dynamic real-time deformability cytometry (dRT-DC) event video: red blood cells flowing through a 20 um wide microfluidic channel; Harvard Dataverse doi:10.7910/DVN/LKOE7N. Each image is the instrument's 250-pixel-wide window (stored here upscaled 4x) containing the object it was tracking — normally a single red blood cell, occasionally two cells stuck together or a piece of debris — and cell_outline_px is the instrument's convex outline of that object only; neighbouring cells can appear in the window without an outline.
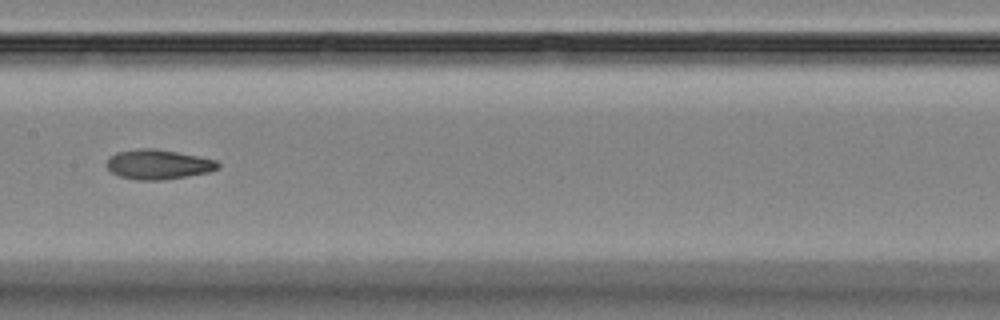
{"species": "Egyptian fruit bat (a non-hibernating species)", "species_latin": "Rousettus aegyptiacus", "temperature_condition": "room temperature", "stored_images_in_passage": 9, "camera_frame_rate_fps": 3000, "um_per_image_px": 0.085, "animal": {"sex": "female"}, "frame": {"image": 1, "passage_image": 8, "time_ms": 8.0, "image_size_px": [1000, 320], "cell_outline_px": [[220, 168], [208, 172], [164, 180], [136, 180], [120, 176], [112, 172], [104, 164], [108, 156], [116, 152], [136, 148], [156, 148], [216, 160], [220, 164]], "centroid_in_image_um": [13.39, 13.97], "position_along_channel_um": 194.0, "area_um2": 19.42}}
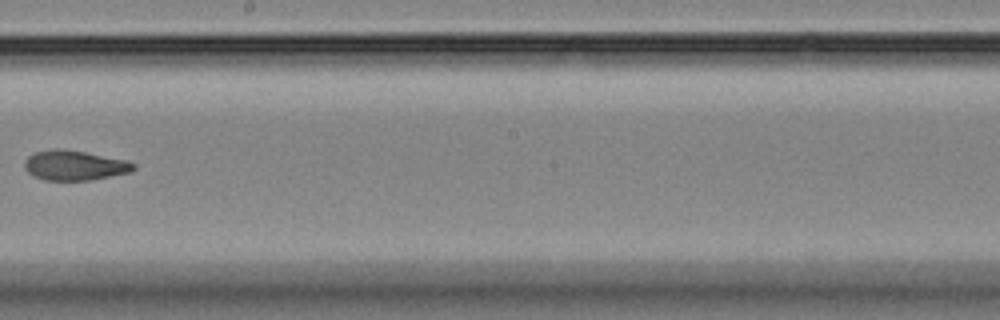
{"frame": {"image": 2, "passage_image": 9, "time_ms": 9.333, "image_size_px": [1000, 320], "cell_outline_px": [[136, 168], [132, 172], [88, 180], [44, 180], [28, 172], [24, 168], [24, 160], [32, 152], [52, 148], [56, 148], [84, 152], [128, 160], [136, 164]], "centroid_in_image_um": [6.33, 14.04], "position_along_channel_um": 241.9, "area_um2": 19.07}}